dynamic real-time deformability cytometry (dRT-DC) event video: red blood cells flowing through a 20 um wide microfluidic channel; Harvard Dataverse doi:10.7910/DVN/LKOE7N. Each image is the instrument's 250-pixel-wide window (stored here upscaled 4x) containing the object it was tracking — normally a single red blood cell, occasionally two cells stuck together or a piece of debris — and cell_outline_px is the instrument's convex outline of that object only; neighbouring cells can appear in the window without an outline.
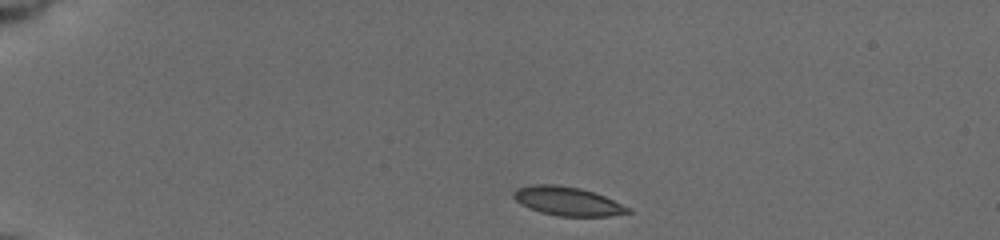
{"species": "common noctule bat (a hibernating species)", "species_latin": "Nyctalus noctula", "temperature_condition": "cold", "stored_images_in_passage": 44, "camera_frame_rate_fps": 3000, "um_per_image_px": 0.085, "animal": {"sex": "female", "body_mass_g": 19.5, "forearm_length_mm": 54.1}, "frame": {"image": 1, "passage_image": 1, "time_ms": 0.0, "image_size_px": [1000, 240], "cell_outline_px": [[632, 212], [608, 216], [560, 216], [540, 212], [520, 204], [512, 196], [512, 192], [516, 188], [532, 184], [556, 184], [580, 188], [604, 196], [632, 208]], "centroid_in_image_um": [48.22, 17.09], "position_along_channel_um": 36.8, "area_um2": 19.25}}
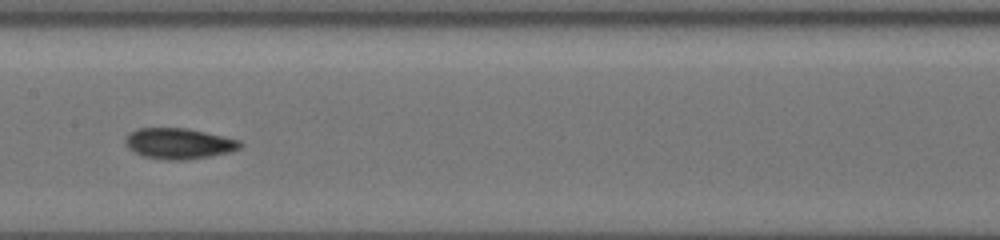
{"frame": {"image": 2, "passage_image": 19, "time_ms": 6.0, "image_size_px": [1000, 240], "cell_outline_px": [[244, 144], [240, 148], [228, 152], [208, 156], [184, 160], [164, 160], [144, 156], [128, 148], [124, 144], [124, 140], [128, 132], [136, 128], [184, 128], [204, 132], [240, 140]], "centroid_in_image_um": [15.15, 12.19], "position_along_channel_um": 192.2, "area_um2": 20.52}}
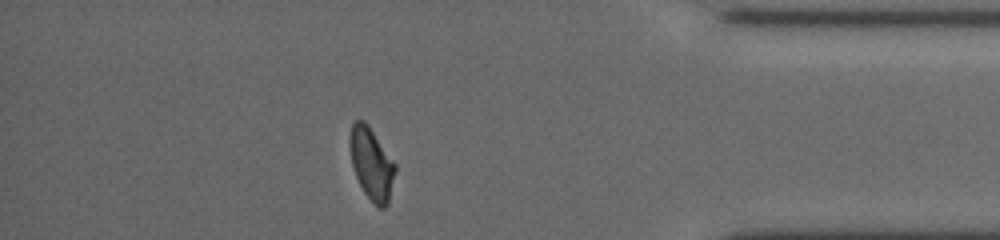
{"frame": {"image": 3, "passage_image": 38, "time_ms": 12.333, "image_size_px": [1000, 240], "cell_outline_px": [[396, 168], [388, 204], [384, 208], [380, 208], [364, 192], [356, 176], [352, 164], [352, 124], [356, 120], [364, 120], [368, 124], [396, 164]], "centroid_in_image_um": [31.63, 13.93], "position_along_channel_um": 403.6, "area_um2": 18.26}, "authors_computed_cell_mechanics": {"area_um2": 19.5364, "velocity_mm_per_s": 3.7442, "shape_relaxation_time_tau1_ms": 5.5973, "shape_relaxation_time_tau2_ms": 3.4478, "deformation_change_tau1": 0.1525, "deformation_change_tau2": 0.0694}}